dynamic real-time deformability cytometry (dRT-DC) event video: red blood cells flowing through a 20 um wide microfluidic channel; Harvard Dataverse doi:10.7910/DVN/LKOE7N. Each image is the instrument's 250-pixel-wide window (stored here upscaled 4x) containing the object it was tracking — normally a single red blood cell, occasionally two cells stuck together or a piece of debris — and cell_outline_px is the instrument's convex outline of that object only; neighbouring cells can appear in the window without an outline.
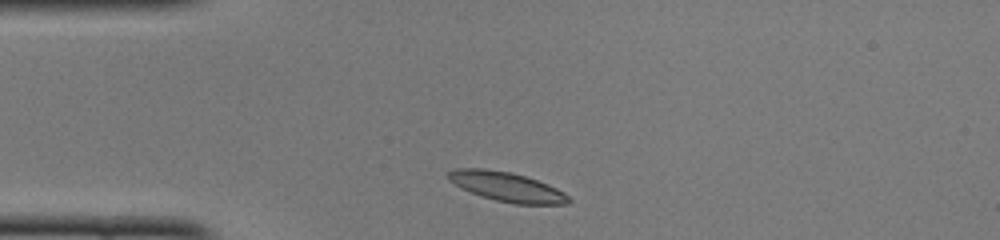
{"species": "common noctule bat (a hibernating species)", "species_latin": "Nyctalus noctula", "temperature_condition": "cold", "stored_images_in_passage": 36, "camera_frame_rate_fps": 3000, "um_per_image_px": 0.085, "animal": {"sex": "female", "body_mass_g": 22.0, "forearm_length_mm": 56.7}, "frame": {"image": 1, "passage_image": 2, "time_ms": 0.333, "image_size_px": [1000, 240], "cell_outline_px": [[572, 200], [568, 204], [512, 204], [496, 200], [472, 192], [448, 180], [448, 172], [456, 168], [484, 168], [512, 172], [548, 184], [564, 192]], "centroid_in_image_um": [43.12, 15.87], "position_along_channel_um": 41.9, "area_um2": 20.4}}
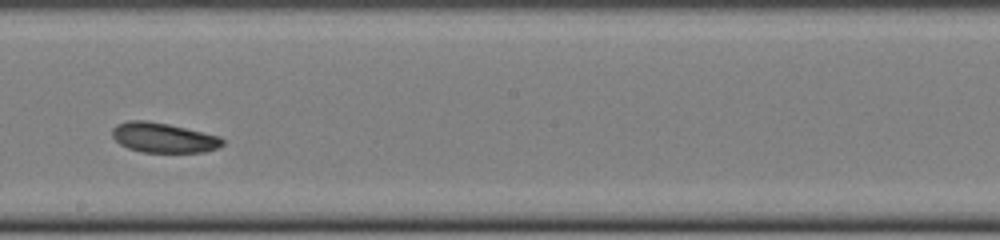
{"frame": {"image": 2, "passage_image": 18, "time_ms": 5.667, "image_size_px": [1000, 240], "cell_outline_px": [[224, 144], [220, 148], [204, 152], [140, 152], [128, 148], [120, 144], [112, 136], [112, 128], [116, 124], [128, 120], [144, 120], [168, 124], [220, 136], [224, 140]], "centroid_in_image_um": [13.9, 11.71], "position_along_channel_um": 234.3, "area_um2": 19.31}}
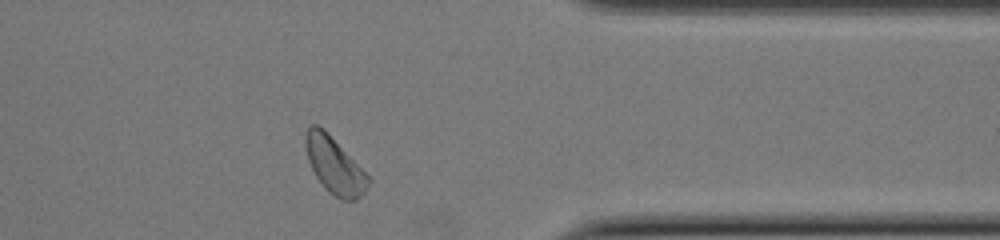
{"frame": {"image": 3, "passage_image": 30, "time_ms": 9.667, "image_size_px": [1000, 240], "cell_outline_px": [[372, 180], [364, 192], [356, 200], [340, 200], [328, 192], [324, 188], [316, 176], [308, 160], [304, 144], [304, 136], [308, 128], [312, 124], [316, 124], [324, 128]], "centroid_in_image_um": [28.41, 14.06], "position_along_channel_um": 383.0, "area_um2": 20.58}, "authors_computed_cell_mechanics": {"area_um2": 19.9121, "velocity_mm_per_s": 4.0306, "shape_relaxation_time_tau1_ms": 2.3664, "shape_relaxation_time_tau2_ms": 7.3705, "deformation_change_tau1": 0.0898, "deformation_change_tau2": 0.1434}}